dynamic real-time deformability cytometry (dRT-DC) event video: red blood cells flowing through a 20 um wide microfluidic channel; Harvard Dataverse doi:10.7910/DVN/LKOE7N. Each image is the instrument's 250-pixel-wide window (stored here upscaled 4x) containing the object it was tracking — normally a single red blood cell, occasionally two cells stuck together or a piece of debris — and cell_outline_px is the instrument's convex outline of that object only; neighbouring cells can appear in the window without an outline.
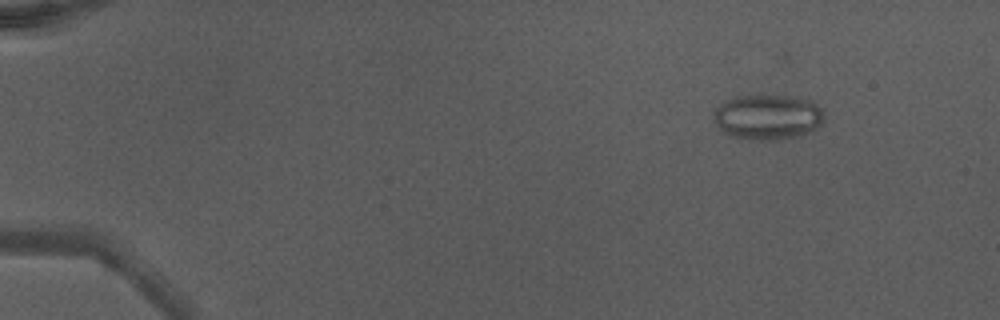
{"species": "Egyptian fruit bat (a non-hibernating species)", "species_latin": "Rousettus aegyptiacus", "temperature_condition": "warm", "stored_images_in_passage": 10, "camera_frame_rate_fps": 3000, "um_per_image_px": 0.085, "animal": {"sex": "male"}, "frame": {"image": 1, "passage_image": 2, "time_ms": 0.333, "image_size_px": [1000, 320], "cell_outline_px": [[824, 120], [816, 128], [800, 136], [776, 140], [752, 140], [732, 136], [724, 132], [716, 124], [712, 116], [712, 112], [724, 100], [736, 96], [764, 92], [800, 96], [816, 104], [824, 112]], "centroid_in_image_um": [65.24, 9.89], "position_along_channel_um": 19.8, "area_um2": 30.23}}